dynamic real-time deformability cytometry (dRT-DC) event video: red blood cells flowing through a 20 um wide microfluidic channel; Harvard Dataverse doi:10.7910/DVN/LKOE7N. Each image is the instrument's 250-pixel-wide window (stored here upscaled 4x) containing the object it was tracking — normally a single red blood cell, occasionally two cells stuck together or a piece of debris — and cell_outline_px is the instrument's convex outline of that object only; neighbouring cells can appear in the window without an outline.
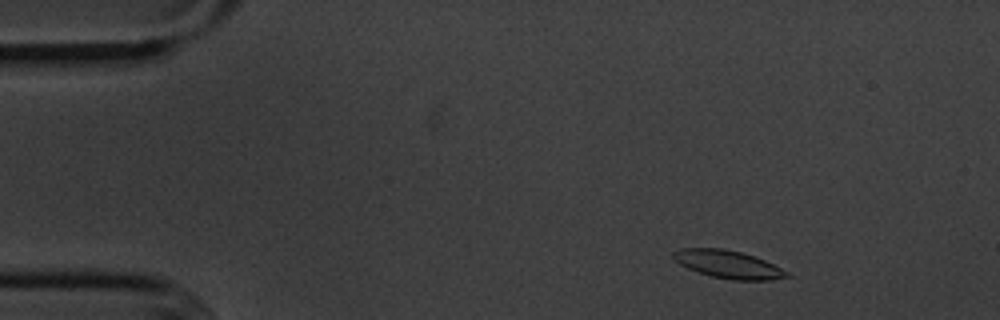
{"species": "common noctule bat (a hibernating species)", "species_latin": "Nyctalus noctula", "temperature_condition": "cold", "stored_images_in_passage": 53, "camera_frame_rate_fps": 3000, "um_per_image_px": 0.085, "animal": {"sex": "male", "body_mass_g": 20.1, "forearm_length_mm": 53.5}, "frame": {"image": 1, "passage_image": 5, "time_ms": 1.333, "image_size_px": [1000, 320], "cell_outline_px": [[792, 276], [772, 280], [732, 280], [712, 276], [688, 268], [680, 264], [672, 256], [672, 252], [680, 248], [724, 248], [740, 252], [764, 260], [788, 272]], "centroid_in_image_um": [61.89, 22.47], "position_along_channel_um": 23.1, "area_um2": 18.21}}
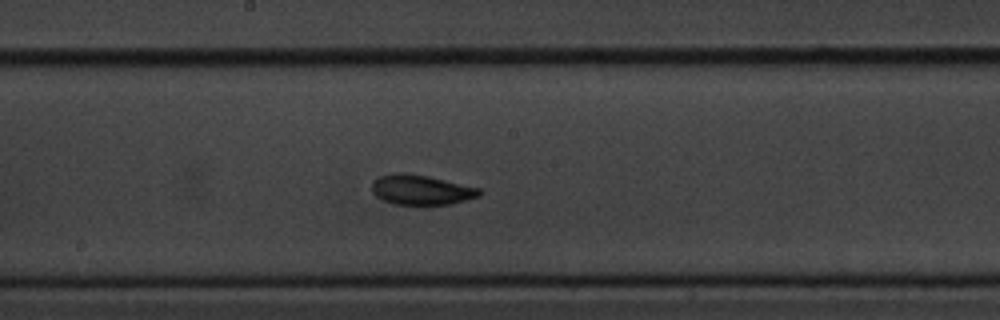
{"frame": {"image": 2, "passage_image": 27, "time_ms": 8.667, "image_size_px": [1000, 320], "cell_outline_px": [[484, 192], [480, 196], [448, 204], [392, 204], [376, 196], [372, 192], [372, 184], [380, 176], [396, 172], [404, 172], [428, 176], [480, 188]], "centroid_in_image_um": [35.81, 16.13], "position_along_channel_um": 212.4, "area_um2": 18.61}}
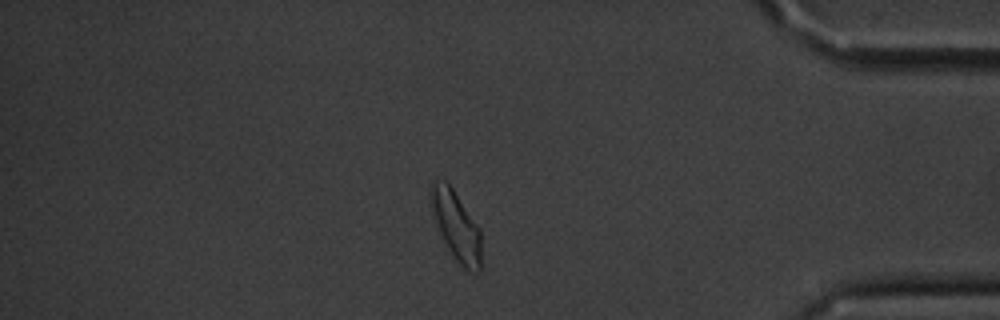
{"frame": {"image": 3, "passage_image": 45, "time_ms": 14.667, "image_size_px": [1000, 320], "cell_outline_px": [[480, 268], [476, 272], [472, 272], [464, 268], [456, 260], [448, 248], [440, 232], [428, 196], [428, 192], [432, 184], [436, 180], [444, 180], [452, 188], [480, 228]], "centroid_in_image_um": [38.77, 19.16], "position_along_channel_um": 396.4, "area_um2": 19.83}, "authors_computed_cell_mechanics": {"area_um2": 18.3226, "velocity_mm_per_s": 3.5843, "shape_relaxation_time_tau1_ms": 2.428, "shape_relaxation_time_tau2_ms": 2.6183, "deformation_change_tau1": 0.0991, "deformation_change_tau2": 0.0815}}